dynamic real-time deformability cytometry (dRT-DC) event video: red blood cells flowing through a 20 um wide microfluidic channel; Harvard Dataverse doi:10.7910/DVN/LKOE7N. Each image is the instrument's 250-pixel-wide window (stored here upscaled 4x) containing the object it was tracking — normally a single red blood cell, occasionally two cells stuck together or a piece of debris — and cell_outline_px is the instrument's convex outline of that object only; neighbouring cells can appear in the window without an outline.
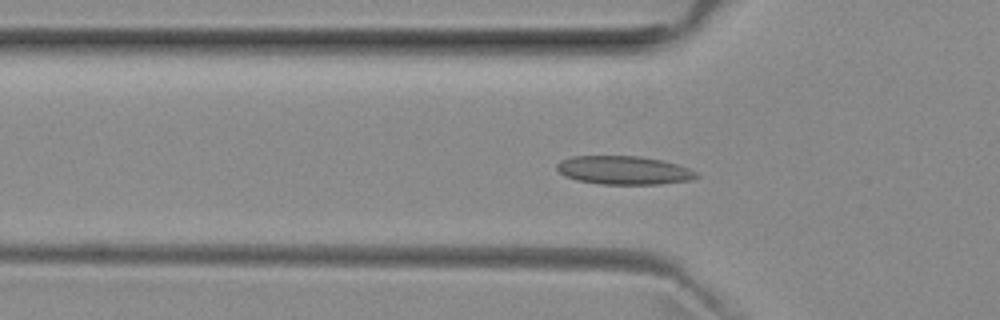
{"species": "common noctule bat (a hibernating species)", "species_latin": "Nyctalus noctula", "temperature_condition": "room temperature", "stored_images_in_passage": 41, "camera_frame_rate_fps": 3000, "um_per_image_px": 0.085, "animal": {"sex": "female", "body_mass_g": 29.2, "forearm_length_mm": 56.3}, "frame": {"image": 1, "passage_image": 10, "time_ms": 3.0, "image_size_px": [1000, 320], "cell_outline_px": [[700, 176], [692, 180], [660, 184], [600, 184], [576, 180], [564, 176], [556, 168], [556, 164], [560, 160], [572, 156], [640, 156], [660, 160], [676, 164], [688, 168], [696, 172]], "centroid_in_image_um": [53.0, 14.47], "position_along_channel_um": 72.8, "area_um2": 23.24}}
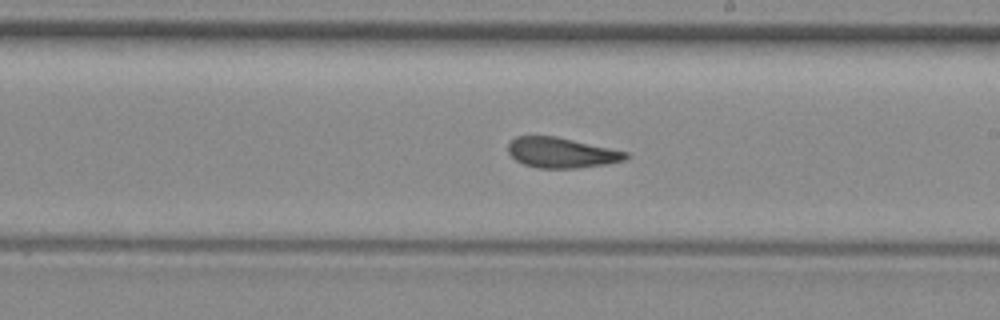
{"frame": {"image": 2, "passage_image": 23, "time_ms": 7.333, "image_size_px": [1000, 320], "cell_outline_px": [[632, 156], [624, 160], [604, 164], [576, 168], [540, 168], [524, 164], [516, 160], [508, 152], [508, 144], [516, 136], [556, 136], [628, 152]], "centroid_in_image_um": [47.73, 12.97], "position_along_channel_um": 241.3, "area_um2": 20.63}}
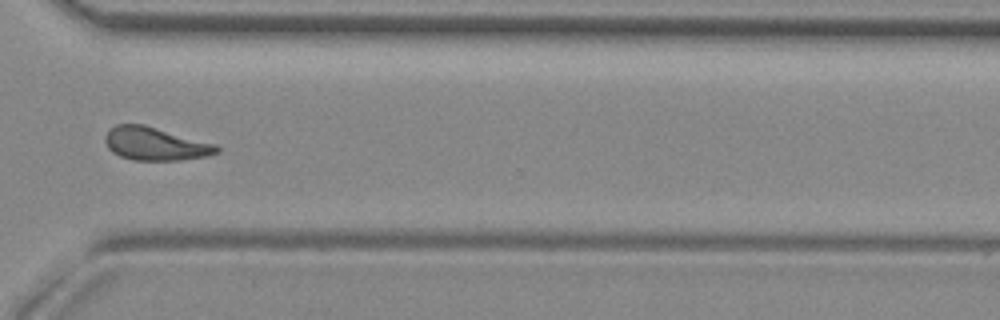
{"frame": {"image": 3, "passage_image": 32, "time_ms": 10.333, "image_size_px": [1000, 320], "cell_outline_px": [[220, 152], [208, 156], [180, 160], [132, 160], [120, 156], [112, 152], [108, 148], [104, 140], [104, 136], [108, 128], [116, 124], [144, 124], [216, 144], [220, 148]], "centroid_in_image_um": [13.18, 12.22], "position_along_channel_um": 357.4, "area_um2": 21.79}, "authors_computed_cell_mechanics": {"area_um2": 21.4438, "velocity_mm_per_s": 3.8729, "shape_relaxation_time_tau1_ms": null, "shape_relaxation_time_tau2_ms": 1.8383, "deformation_change_tau1": null, "deformation_change_tau2": 0.0927}}